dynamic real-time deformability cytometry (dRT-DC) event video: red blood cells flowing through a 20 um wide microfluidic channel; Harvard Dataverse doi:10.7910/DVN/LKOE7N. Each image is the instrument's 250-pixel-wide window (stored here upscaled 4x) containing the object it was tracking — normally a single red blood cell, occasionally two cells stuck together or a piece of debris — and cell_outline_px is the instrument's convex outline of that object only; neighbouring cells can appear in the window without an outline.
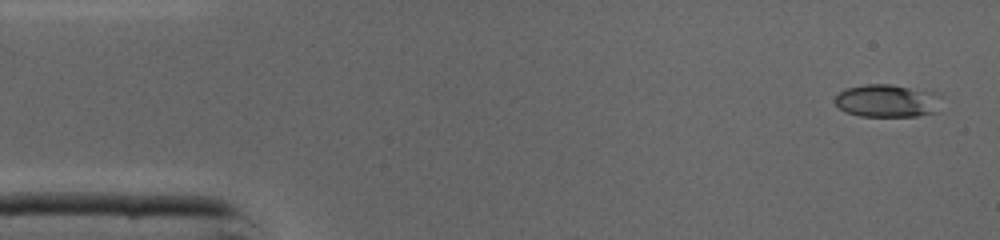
{"species": "common noctule bat (a hibernating species)", "species_latin": "Nyctalus noctula", "temperature_condition": "cold", "stored_images_in_passage": 45, "camera_frame_rate_fps": 3000, "um_per_image_px": 0.085, "animal": {"sex": "male", "body_mass_g": 19.0, "forearm_length_mm": 50.8}, "frame": {"image": 1, "passage_image": 2, "time_ms": 0.333, "image_size_px": [1000, 240], "cell_outline_px": [[940, 96], [936, 112], [916, 116], [860, 116], [848, 112], [840, 108], [836, 104], [836, 96], [844, 88], [864, 84], [888, 84], [940, 92]], "centroid_in_image_um": [75.43, 8.55], "position_along_channel_um": 9.6, "area_um2": 20.35}}
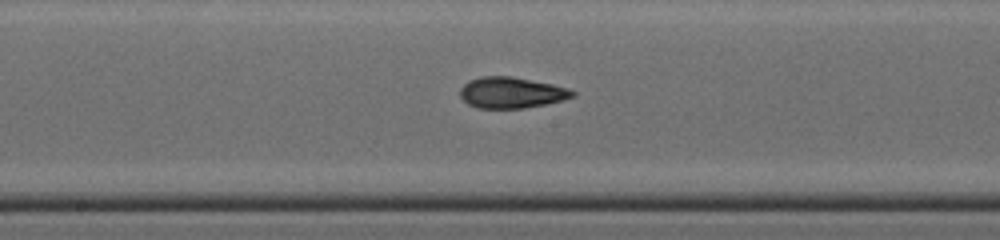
{"frame": {"image": 2, "passage_image": 23, "time_ms": 7.333, "image_size_px": [1000, 240], "cell_outline_px": [[576, 96], [564, 100], [524, 108], [476, 108], [468, 104], [460, 96], [460, 88], [468, 80], [484, 76], [512, 76], [552, 84], [568, 88], [576, 92]], "centroid_in_image_um": [43.47, 7.87], "position_along_channel_um": 204.7, "area_um2": 20.4}}
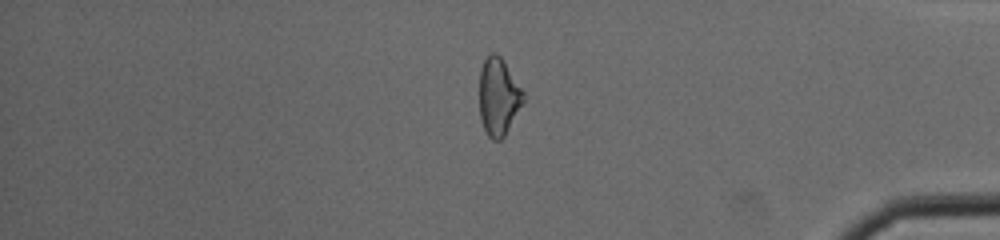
{"frame": {"image": 3, "passage_image": 38, "time_ms": 12.333, "image_size_px": [1000, 240], "cell_outline_px": [[524, 100], [504, 136], [500, 140], [492, 140], [488, 136], [484, 128], [480, 116], [480, 68], [484, 60], [492, 52], [496, 52], [500, 56], [524, 92]], "centroid_in_image_um": [42.36, 8.21], "position_along_channel_um": 392.8, "area_um2": 19.48}, "authors_computed_cell_mechanics": {"area_um2": 20.0566, "velocity_mm_per_s": 4.3938, "shape_relaxation_time_tau1_ms": 5.2058, "shape_relaxation_time_tau2_ms": 2.1066, "deformation_change_tau1": 0.1806, "deformation_change_tau2": 0.0895}}